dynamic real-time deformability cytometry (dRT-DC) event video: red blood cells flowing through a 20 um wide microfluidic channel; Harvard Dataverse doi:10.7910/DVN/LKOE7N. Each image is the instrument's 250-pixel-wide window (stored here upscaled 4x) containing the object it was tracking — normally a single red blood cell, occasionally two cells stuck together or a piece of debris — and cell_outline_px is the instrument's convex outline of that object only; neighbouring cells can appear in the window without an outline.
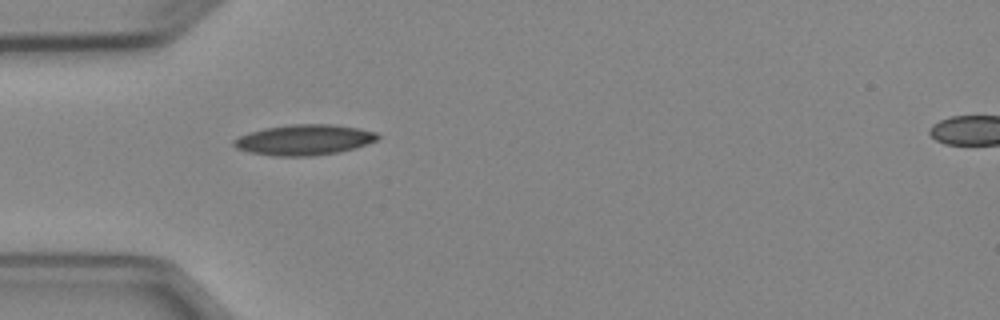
{"species": "Egyptian fruit bat (a non-hibernating species)", "species_latin": "Rousettus aegyptiacus", "temperature_condition": "cold", "stored_images_in_passage": 2, "segment_of_instrument_passage": [1, 2], "camera_frame_rate_fps": 3000, "um_per_image_px": 0.085, "animal": {"sex": "female"}, "frame": {"image": 1, "passage_image": 1, "time_ms": 0.0, "image_size_px": [1000, 320], "cell_outline_px": [[380, 136], [376, 140], [356, 148], [340, 152], [312, 156], [272, 156], [248, 152], [236, 148], [232, 144], [232, 140], [248, 132], [264, 128], [288, 124], [332, 124], [360, 128], [376, 132]], "centroid_in_image_um": [25.83, 11.88], "position_along_channel_um": 59.2, "area_um2": 25.89}}